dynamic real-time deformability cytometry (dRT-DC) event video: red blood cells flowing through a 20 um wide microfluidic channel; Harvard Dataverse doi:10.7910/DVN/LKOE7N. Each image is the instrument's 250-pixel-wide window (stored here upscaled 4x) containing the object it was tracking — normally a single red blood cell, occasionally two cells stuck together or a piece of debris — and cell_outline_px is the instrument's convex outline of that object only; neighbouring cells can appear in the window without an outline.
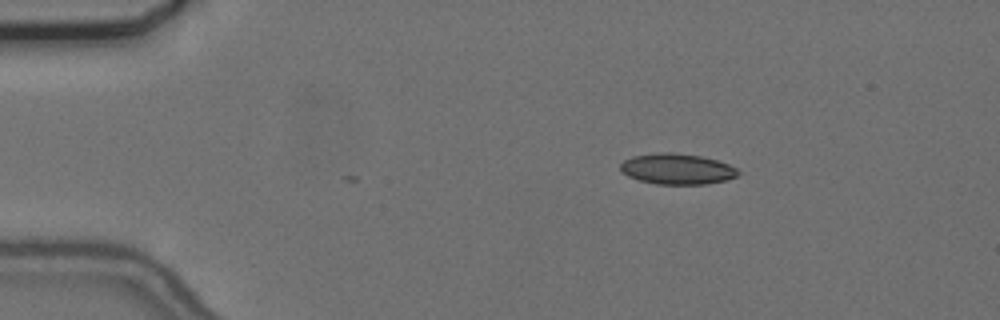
{"species": "common noctule bat (a hibernating species)", "species_latin": "Nyctalus noctula", "temperature_condition": "cold", "stored_images_in_passage": 11, "camera_frame_rate_fps": 3000, "um_per_image_px": 0.085, "animal": {"sex": "female", "body_mass_g": 24.6, "forearm_length_mm": 56.2}, "frame": {"image": 1, "passage_image": 1, "time_ms": 0.0, "image_size_px": [1000, 320], "cell_outline_px": [[740, 172], [736, 176], [728, 180], [704, 184], [656, 184], [640, 180], [628, 176], [620, 168], [620, 164], [624, 160], [632, 156], [656, 152], [672, 152], [700, 156], [716, 160], [728, 164], [736, 168]], "centroid_in_image_um": [57.55, 14.35], "position_along_channel_um": 27.5, "area_um2": 21.04}}
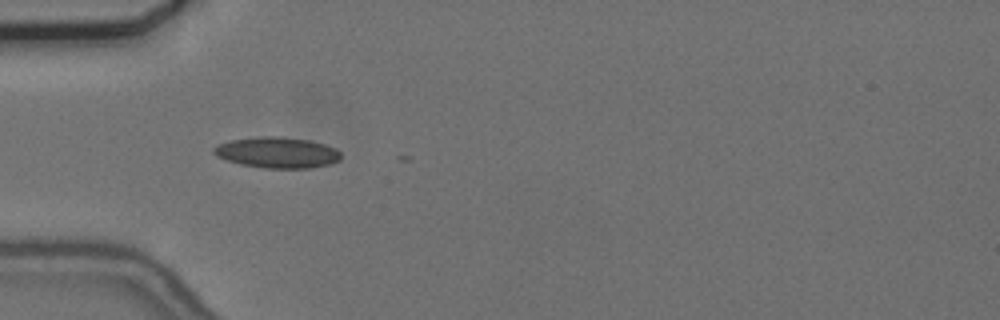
{"frame": {"image": 2, "passage_image": 9, "time_ms": 2.667, "image_size_px": [1000, 320], "cell_outline_px": [[340, 160], [328, 164], [312, 168], [264, 168], [240, 164], [216, 156], [212, 152], [212, 148], [220, 144], [232, 140], [260, 136], [280, 136], [312, 140], [336, 148], [340, 152]], "centroid_in_image_um": [23.58, 12.96], "position_along_channel_um": 61.4, "area_um2": 22.95}}